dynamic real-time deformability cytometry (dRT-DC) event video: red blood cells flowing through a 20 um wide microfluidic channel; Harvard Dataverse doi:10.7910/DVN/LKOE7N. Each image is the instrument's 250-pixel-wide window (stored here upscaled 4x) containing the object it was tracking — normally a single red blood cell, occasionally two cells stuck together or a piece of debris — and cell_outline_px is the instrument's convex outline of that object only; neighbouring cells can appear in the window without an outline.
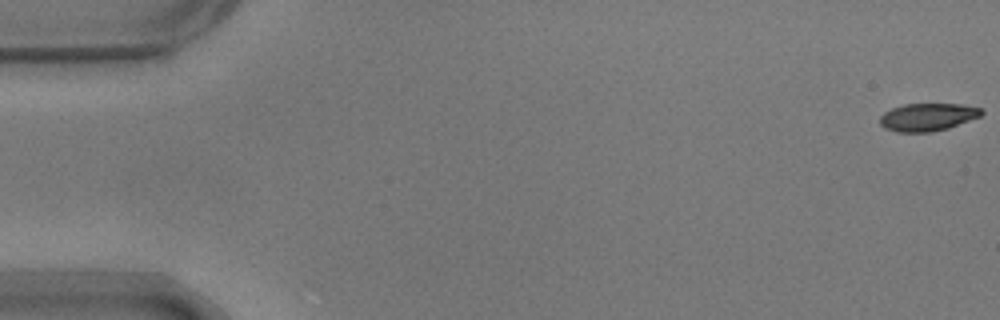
{"species": "common noctule bat (a hibernating species)", "species_latin": "Nyctalus noctula", "temperature_condition": "warm", "stored_images_in_passage": 8, "camera_frame_rate_fps": 3000, "um_per_image_px": 0.085, "animal": {"sex": "male", "body_mass_g": 17.9}, "frame": {"image": 1, "passage_image": 1, "time_ms": 0.0, "image_size_px": [1000, 320], "cell_outline_px": [[984, 112], [980, 116], [948, 128], [928, 132], [896, 132], [884, 128], [880, 124], [880, 116], [884, 112], [892, 108], [904, 104], [960, 104], [980, 108]], "centroid_in_image_um": [78.81, 9.95], "position_along_channel_um": 6.2, "area_um2": 16.3}}